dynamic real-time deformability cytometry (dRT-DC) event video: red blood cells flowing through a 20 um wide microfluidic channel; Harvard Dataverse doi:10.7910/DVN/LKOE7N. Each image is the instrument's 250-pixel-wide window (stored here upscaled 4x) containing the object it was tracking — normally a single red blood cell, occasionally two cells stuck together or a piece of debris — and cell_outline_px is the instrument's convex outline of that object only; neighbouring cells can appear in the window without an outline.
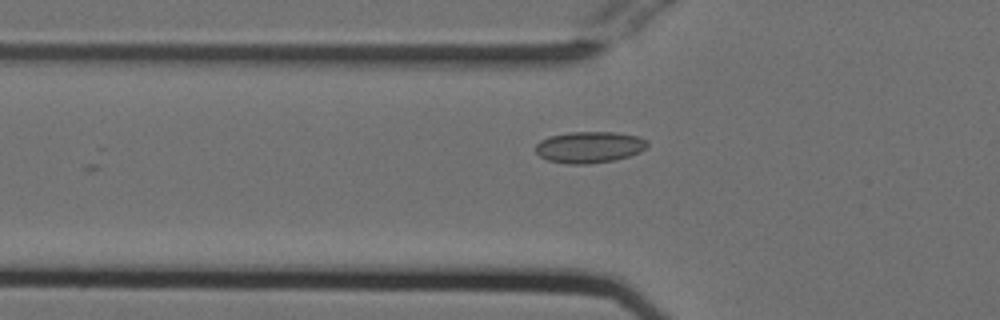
{"species": "Egyptian fruit bat (a non-hibernating species)", "species_latin": "Rousettus aegyptiacus", "temperature_condition": "cold", "stored_images_in_passage": 6, "camera_frame_rate_fps": 3000, "um_per_image_px": 0.085, "animal": {"sex": "female"}, "frame": {"image": 1, "passage_image": 3, "time_ms": 0.667, "image_size_px": [1000, 320], "cell_outline_px": [[648, 144], [640, 152], [616, 160], [588, 164], [568, 164], [548, 160], [540, 156], [536, 152], [536, 144], [540, 140], [548, 136], [568, 132], [616, 132], [636, 136], [648, 140]], "centroid_in_image_um": [50.08, 12.5], "position_along_channel_um": 75.7, "area_um2": 20.52}}